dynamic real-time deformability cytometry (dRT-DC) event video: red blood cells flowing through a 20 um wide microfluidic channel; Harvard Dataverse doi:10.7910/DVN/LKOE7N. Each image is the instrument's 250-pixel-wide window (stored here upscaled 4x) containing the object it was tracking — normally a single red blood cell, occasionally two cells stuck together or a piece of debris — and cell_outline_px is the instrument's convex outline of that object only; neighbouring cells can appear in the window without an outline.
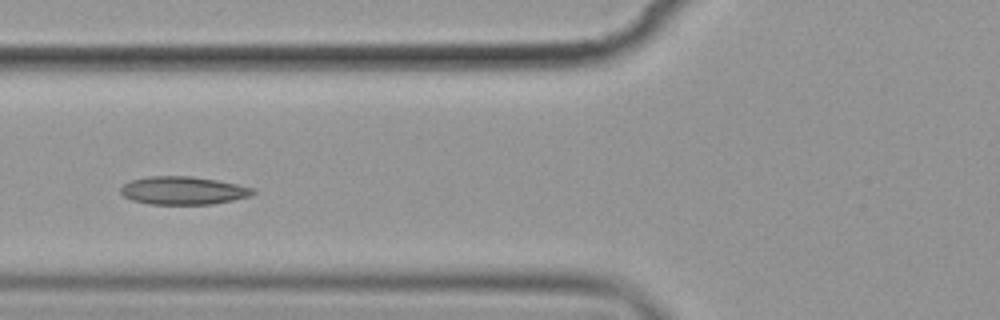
{"species": "common noctule bat (a hibernating species)", "species_latin": "Nyctalus noctula", "temperature_condition": "cold", "stored_images_in_passage": 16, "camera_frame_rate_fps": 3000, "um_per_image_px": 0.085, "animal": {"sex": "female", "body_mass_g": 19.9}, "frame": {"image": 1, "passage_image": 7, "time_ms": 8.0, "image_size_px": [1000, 320], "cell_outline_px": [[256, 192], [252, 196], [212, 204], [148, 204], [132, 200], [124, 196], [120, 192], [120, 188], [124, 184], [132, 180], [148, 176], [192, 176], [216, 180], [236, 184], [252, 188]], "centroid_in_image_um": [15.56, 16.19], "position_along_channel_um": 110.2, "area_um2": 21.56}}
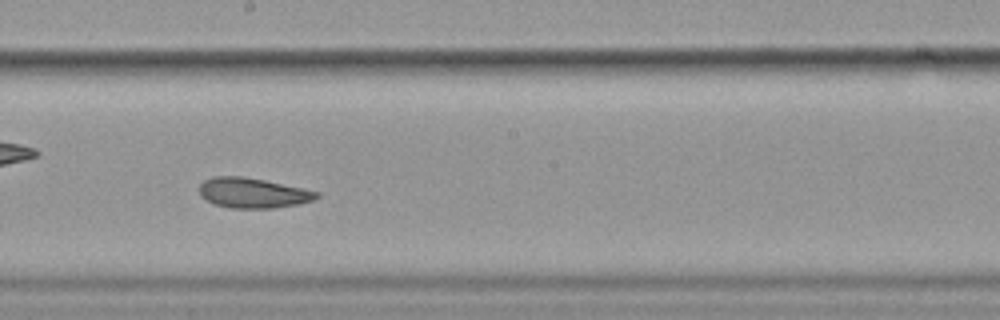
{"frame": {"image": 2, "passage_image": 10, "time_ms": 11.333, "image_size_px": [1000, 320], "cell_outline_px": [[320, 196], [312, 200], [300, 204], [272, 208], [232, 208], [212, 204], [200, 196], [200, 184], [204, 180], [212, 176], [244, 176], [264, 180], [320, 192]], "centroid_in_image_um": [21.46, 16.4], "position_along_channel_um": 226.7, "area_um2": 20.63}}
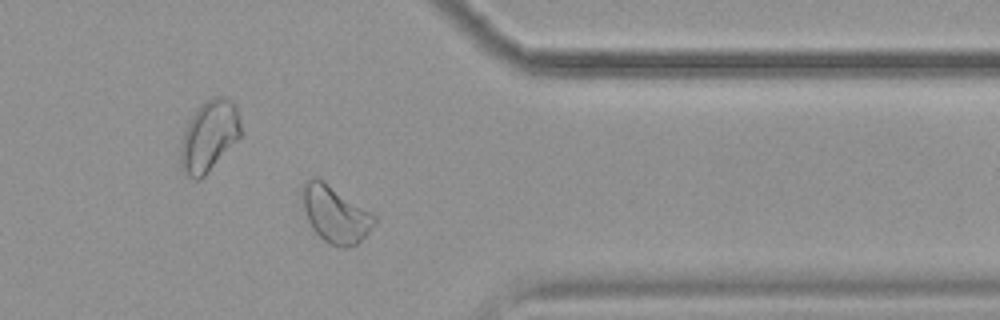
{"frame": {"image": 3, "passage_image": 14, "time_ms": 16.0, "image_size_px": [1000, 320], "cell_outline_px": [[376, 220], [368, 232], [356, 244], [344, 248], [340, 248], [328, 244], [312, 228], [308, 220], [300, 196], [300, 184], [312, 176], [316, 176], [372, 212], [376, 216]], "centroid_in_image_um": [28.45, 18.17], "position_along_channel_um": 383.0, "area_um2": 23.93}, "authors_computed_cell_mechanics": {"area_um2": 21.4149, "velocity_mm_per_s": 3.5015, "shape_relaxation_time_tau1_ms": 4.8214, "shape_relaxation_time_tau2_ms": 2.5416, "deformation_change_tau1": 0.087, "deformation_change_tau2": 0.0548}}